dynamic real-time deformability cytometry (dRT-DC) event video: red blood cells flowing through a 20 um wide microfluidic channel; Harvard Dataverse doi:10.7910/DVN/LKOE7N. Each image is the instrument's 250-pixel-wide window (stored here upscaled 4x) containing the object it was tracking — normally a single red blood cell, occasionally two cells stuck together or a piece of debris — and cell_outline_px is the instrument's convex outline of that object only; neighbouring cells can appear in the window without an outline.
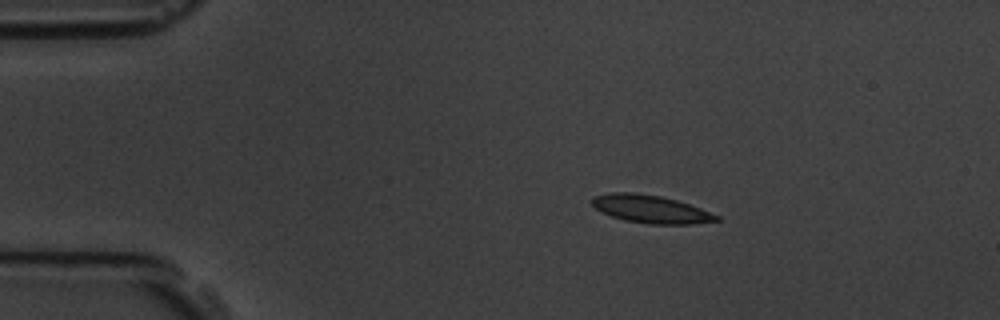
{"species": "common noctule bat (a hibernating species)", "species_latin": "Nyctalus noctula", "temperature_condition": "room temperature", "stored_images_in_passage": 9, "camera_frame_rate_fps": 3000, "um_per_image_px": 0.085, "animal": {"sex": "male", "body_mass_g": 19.5, "forearm_length_mm": 54.6}, "frame": {"image": 1, "passage_image": 2, "time_ms": 1.0, "image_size_px": [1000, 320], "cell_outline_px": [[720, 220], [692, 224], [648, 224], [624, 220], [600, 212], [592, 204], [592, 196], [612, 192], [632, 192], [660, 196], [676, 200], [700, 208], [720, 216]], "centroid_in_image_um": [55.29, 17.77], "position_along_channel_um": 29.7, "area_um2": 20.17}}
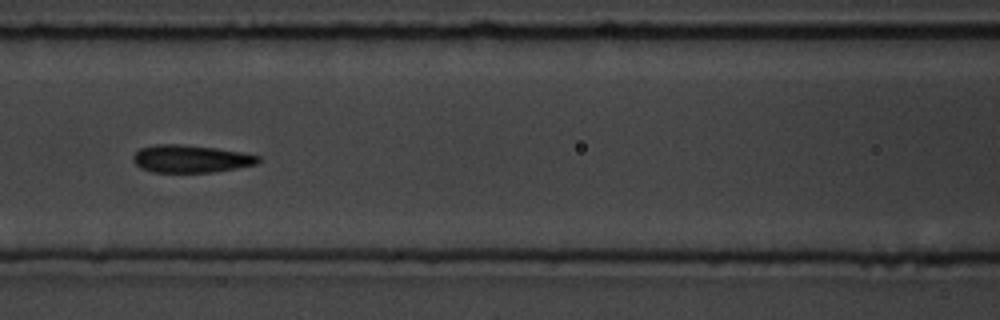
{"frame": {"image": 2, "passage_image": 6, "time_ms": 5.667, "image_size_px": [1000, 320], "cell_outline_px": [[260, 160], [256, 164], [236, 168], [212, 172], [152, 172], [140, 168], [132, 160], [132, 156], [140, 148], [156, 144], [180, 144], [216, 148], [240, 152], [260, 156]], "centroid_in_image_um": [16.18, 13.49], "position_along_channel_um": 150.4, "area_um2": 20.06}}
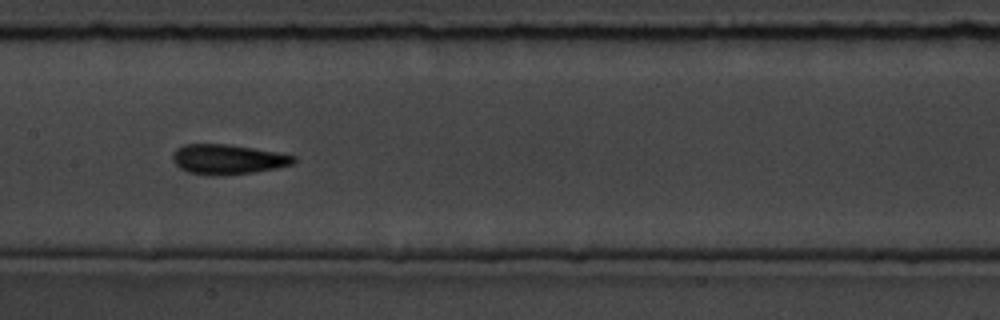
{"frame": {"image": 3, "passage_image": 7, "time_ms": 6.667, "image_size_px": [1000, 320], "cell_outline_px": [[296, 160], [292, 164], [276, 168], [252, 172], [220, 176], [212, 176], [188, 172], [180, 168], [172, 160], [172, 152], [176, 148], [184, 144], [228, 144], [276, 152], [296, 156]], "centroid_in_image_um": [19.31, 13.54], "position_along_channel_um": 188.1, "area_um2": 21.1}}